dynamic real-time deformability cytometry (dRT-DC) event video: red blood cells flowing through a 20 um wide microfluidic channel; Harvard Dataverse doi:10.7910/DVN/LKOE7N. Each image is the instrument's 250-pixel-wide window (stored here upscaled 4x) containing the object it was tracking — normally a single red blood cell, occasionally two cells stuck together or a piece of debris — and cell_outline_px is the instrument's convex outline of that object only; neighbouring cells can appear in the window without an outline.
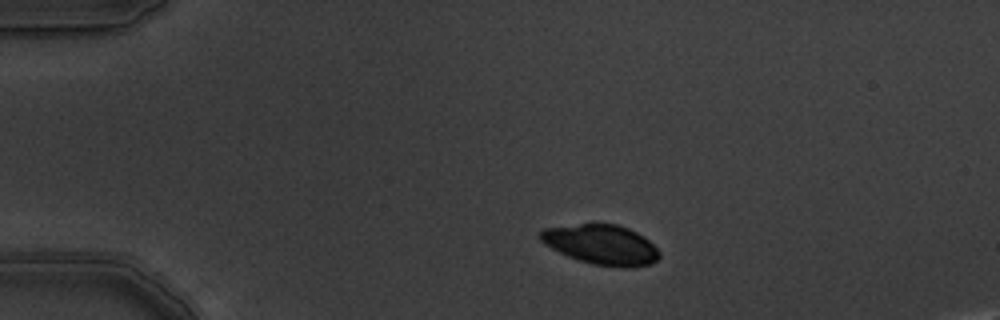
{"species": "common noctule bat (a hibernating species)", "species_latin": "Nyctalus noctula", "temperature_condition": "warm", "stored_images_in_passage": 2, "camera_frame_rate_fps": 3000, "um_per_image_px": 0.085, "animal": {"sex": "male", "body_mass_g": 19.5, "forearm_length_mm": 54.6}, "frame": {"image": 1, "passage_image": 1, "time_ms": 0.0, "image_size_px": [1000, 320], "cell_outline_px": [[660, 256], [652, 264], [628, 268], [624, 268], [592, 264], [568, 256], [544, 244], [536, 236], [544, 228], [580, 224], [616, 224], [628, 228], [644, 236], [660, 252]], "centroid_in_image_um": [51.12, 20.8], "position_along_channel_um": 33.9, "area_um2": 27.63}}